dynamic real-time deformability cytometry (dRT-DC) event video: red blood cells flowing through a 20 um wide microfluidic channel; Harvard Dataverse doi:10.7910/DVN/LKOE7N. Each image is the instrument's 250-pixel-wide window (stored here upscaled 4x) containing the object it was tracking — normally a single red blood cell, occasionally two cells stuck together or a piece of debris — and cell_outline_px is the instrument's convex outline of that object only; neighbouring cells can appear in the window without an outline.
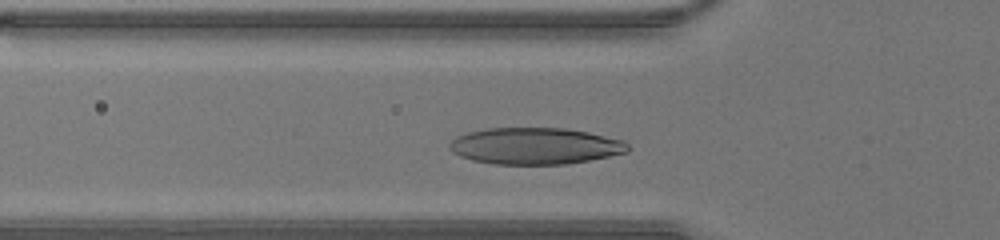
{"species": "human", "species_latin": "Homo sapiens", "temperature_condition": "warm", "stored_images_in_passage": 29, "camera_frame_rate_fps": 3000, "um_per_image_px": 0.085, "donor": {"sex": "male"}, "frame": {"image": 1, "passage_image": 8, "time_ms": 2.333, "image_size_px": [1000, 240], "cell_outline_px": [[632, 148], [628, 152], [588, 160], [564, 164], [492, 164], [472, 160], [460, 156], [452, 152], [448, 148], [448, 144], [456, 136], [468, 132], [488, 128], [564, 128], [588, 132], [624, 140]], "centroid_in_image_um": [45.47, 12.41], "position_along_channel_um": 80.3, "area_um2": 38.15}}
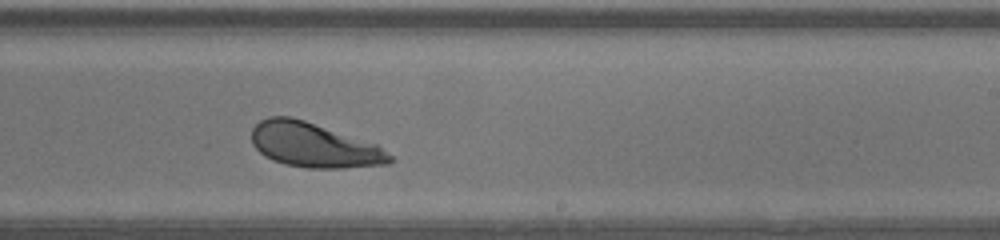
{"frame": {"image": 2, "passage_image": 20, "time_ms": 6.333, "image_size_px": [1000, 240], "cell_outline_px": [[396, 160], [388, 164], [344, 168], [308, 168], [284, 164], [272, 160], [264, 156], [252, 144], [252, 128], [260, 120], [268, 116], [292, 116], [376, 144], [392, 156]], "centroid_in_image_um": [26.66, 12.34], "position_along_channel_um": 262.3, "area_um2": 35.89}}
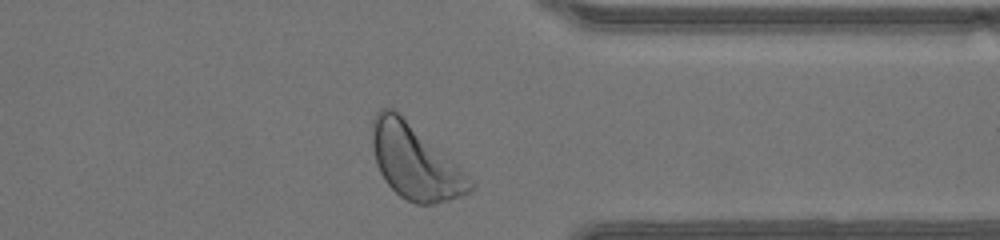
{"frame": {"image": 3, "passage_image": 28, "time_ms": 9.0, "image_size_px": [1000, 240], "cell_outline_px": [[476, 188], [468, 192], [448, 200], [432, 204], [416, 204], [400, 196], [384, 180], [376, 164], [372, 148], [372, 120], [376, 112], [380, 108], [392, 108], [456, 164], [476, 184]], "centroid_in_image_um": [35.24, 13.78], "position_along_channel_um": 376.2, "area_um2": 41.62}}